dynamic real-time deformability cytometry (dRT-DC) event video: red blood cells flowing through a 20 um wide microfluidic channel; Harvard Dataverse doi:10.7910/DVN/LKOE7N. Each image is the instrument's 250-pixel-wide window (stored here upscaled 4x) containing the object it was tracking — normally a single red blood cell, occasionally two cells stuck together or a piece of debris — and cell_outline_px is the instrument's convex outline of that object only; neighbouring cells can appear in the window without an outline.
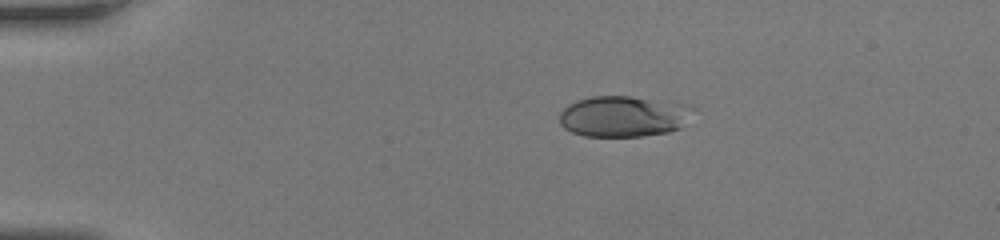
{"species": "human", "species_latin": "Homo sapiens", "temperature_condition": "room temperature", "stored_images_in_passage": 37, "camera_frame_rate_fps": 3000, "um_per_image_px": 0.085, "donor": {"sex": "female"}, "frame": {"image": 1, "passage_image": 1, "time_ms": 0.0, "image_size_px": [1000, 240], "cell_outline_px": [[680, 128], [668, 132], [644, 136], [584, 136], [572, 132], [564, 128], [560, 124], [560, 112], [568, 104], [576, 100], [592, 96], [628, 96], [648, 100], [676, 112], [680, 124]], "centroid_in_image_um": [52.5, 9.95], "position_along_channel_um": 32.5, "area_um2": 28.78}}
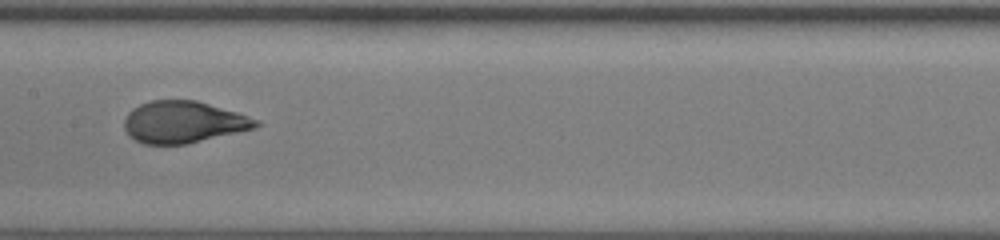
{"frame": {"image": 2, "passage_image": 16, "time_ms": 5.0, "image_size_px": [1000, 240], "cell_outline_px": [[260, 124], [256, 128], [188, 144], [144, 144], [128, 136], [124, 128], [124, 120], [128, 112], [132, 108], [140, 104], [152, 100], [196, 100], [236, 112], [260, 120]], "centroid_in_image_um": [15.58, 10.38], "position_along_channel_um": 191.8, "area_um2": 32.19}}
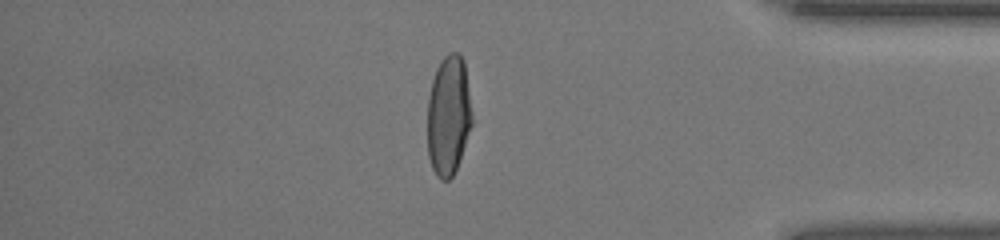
{"frame": {"image": 3, "passage_image": 31, "time_ms": 10.0, "image_size_px": [1000, 240], "cell_outline_px": [[472, 124], [456, 168], [452, 176], [448, 180], [440, 180], [436, 176], [432, 168], [428, 156], [428, 96], [432, 80], [436, 68], [440, 60], [448, 52], [456, 52], [464, 60], [472, 112]], "centroid_in_image_um": [38.11, 9.8], "position_along_channel_um": 397.1, "area_um2": 31.21}}